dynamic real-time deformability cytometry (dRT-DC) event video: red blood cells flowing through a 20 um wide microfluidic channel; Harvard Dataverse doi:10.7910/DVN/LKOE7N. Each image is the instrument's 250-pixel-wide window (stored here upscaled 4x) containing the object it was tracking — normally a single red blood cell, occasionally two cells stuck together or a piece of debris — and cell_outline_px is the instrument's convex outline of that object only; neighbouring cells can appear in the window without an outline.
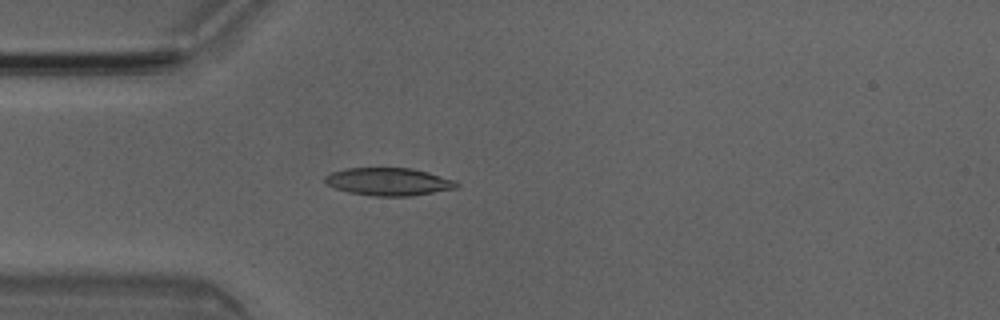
{"species": "Egyptian fruit bat (a non-hibernating species)", "species_latin": "Rousettus aegyptiacus", "temperature_condition": "room temperature", "stored_images_in_passage": 4, "camera_frame_rate_fps": 3000, "um_per_image_px": 0.085, "animal": {"sex": "male"}, "frame": {"image": 1, "passage_image": 4, "time_ms": 1.0, "image_size_px": [1000, 320], "cell_outline_px": [[460, 184], [456, 188], [412, 196], [376, 196], [348, 192], [336, 188], [328, 184], [324, 180], [324, 176], [332, 172], [344, 168], [412, 168], [428, 172], [456, 180]], "centroid_in_image_um": [33.05, 15.44], "position_along_channel_um": 51.9, "area_um2": 21.27}}